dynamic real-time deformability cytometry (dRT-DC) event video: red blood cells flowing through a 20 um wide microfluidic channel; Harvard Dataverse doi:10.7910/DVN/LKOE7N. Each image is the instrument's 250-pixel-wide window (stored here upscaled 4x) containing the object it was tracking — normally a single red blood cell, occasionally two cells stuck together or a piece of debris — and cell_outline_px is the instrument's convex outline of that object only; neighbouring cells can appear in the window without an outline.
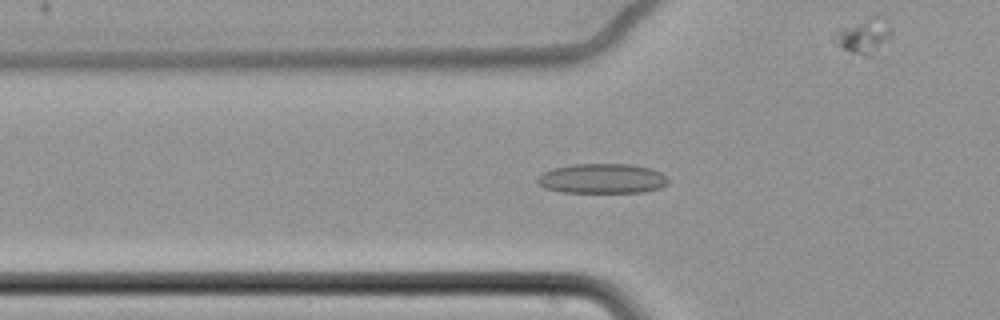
{"species": "common noctule bat (a hibernating species)", "species_latin": "Nyctalus noctula", "temperature_condition": "cold", "stored_images_in_passage": 65, "camera_frame_rate_fps": 3000, "um_per_image_px": 0.085, "animal": {"sex": "female", "body_mass_g": 22.7, "forearm_length_mm": 54.2}, "frame": {"image": 1, "passage_image": 25, "time_ms": 8.0, "image_size_px": [1000, 320], "cell_outline_px": [[668, 184], [660, 188], [640, 192], [560, 192], [544, 188], [536, 180], [544, 172], [552, 168], [572, 164], [632, 164], [652, 168], [660, 172], [668, 180]], "centroid_in_image_um": [51.19, 15.17], "position_along_channel_um": 74.6, "area_um2": 22.72}}
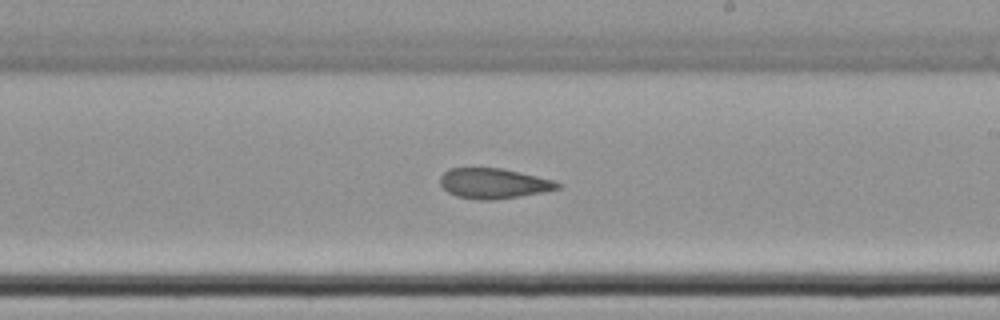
{"frame": {"image": 2, "passage_image": 40, "time_ms": 13.0, "image_size_px": [1000, 320], "cell_outline_px": [[560, 188], [544, 192], [496, 200], [480, 200], [456, 196], [448, 192], [440, 184], [440, 176], [448, 168], [500, 168], [536, 176], [552, 180], [560, 184]], "centroid_in_image_um": [41.92, 15.6], "position_along_channel_um": 247.1, "area_um2": 20.58}}
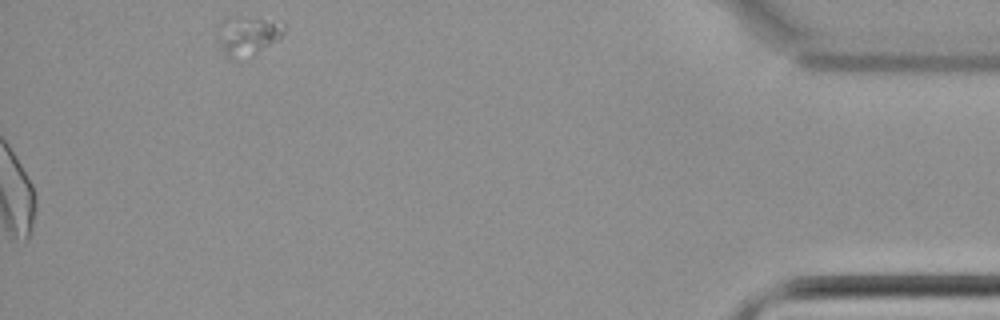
{"frame": {"image": 3, "passage_image": 65, "time_ms": 21.333, "image_size_px": [1000, 320], "cell_outline_px": [[284, 32], [276, 40], [252, 56], [232, 60], [228, 60], [224, 56], [216, 32], [220, 24], [224, 20], [232, 16], [236, 16], [264, 20], [284, 24]], "centroid_in_image_um": [20.97, 3.07], "position_along_channel_um": 414.2, "area_um2": 14.97}, "authors_computed_cell_mechanics": {"area_um2": 22.6576, "velocity_mm_per_s": 3.4786, "shape_relaxation_time_tau1_ms": null, "shape_relaxation_time_tau2_ms": 10.4252, "deformation_change_tau1": null, "deformation_change_tau2": 0.1593}}